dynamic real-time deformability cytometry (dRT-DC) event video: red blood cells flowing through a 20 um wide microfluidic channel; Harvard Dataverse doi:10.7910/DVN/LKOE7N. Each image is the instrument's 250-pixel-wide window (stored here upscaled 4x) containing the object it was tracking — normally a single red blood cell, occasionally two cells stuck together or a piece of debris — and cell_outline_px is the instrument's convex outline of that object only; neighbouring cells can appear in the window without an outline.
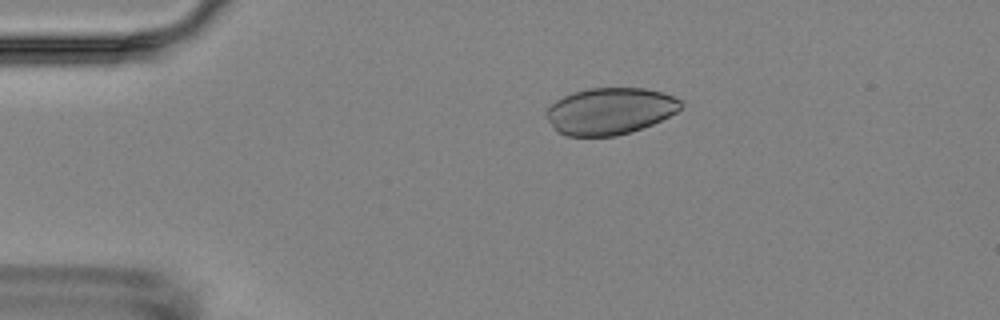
{"species": "Egyptian fruit bat (a non-hibernating species)", "species_latin": "Rousettus aegyptiacus", "temperature_condition": "room temperature", "stored_images_in_passage": 6, "camera_frame_rate_fps": 3000, "um_per_image_px": 0.085, "animal": {"sex": "female"}, "frame": {"image": 1, "passage_image": 4, "time_ms": 3.333, "image_size_px": [1000, 320], "cell_outline_px": [[684, 104], [676, 112], [652, 124], [616, 136], [568, 136], [556, 132], [544, 116], [544, 112], [556, 100], [572, 92], [588, 88], [644, 88], [664, 92], [680, 100]], "centroid_in_image_um": [51.8, 9.43], "position_along_channel_um": 33.2, "area_um2": 36.7}}